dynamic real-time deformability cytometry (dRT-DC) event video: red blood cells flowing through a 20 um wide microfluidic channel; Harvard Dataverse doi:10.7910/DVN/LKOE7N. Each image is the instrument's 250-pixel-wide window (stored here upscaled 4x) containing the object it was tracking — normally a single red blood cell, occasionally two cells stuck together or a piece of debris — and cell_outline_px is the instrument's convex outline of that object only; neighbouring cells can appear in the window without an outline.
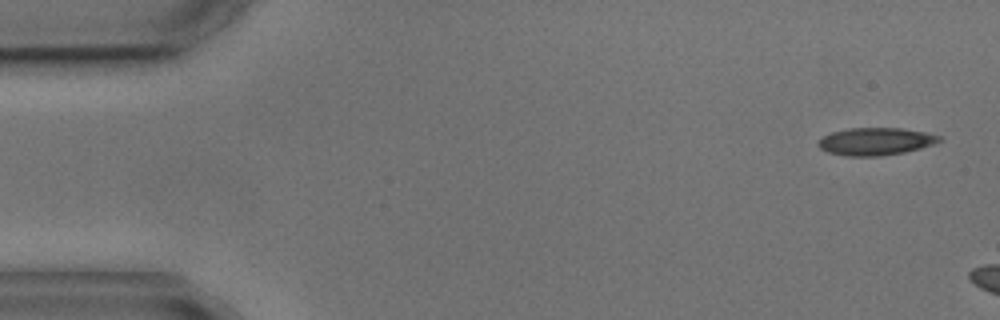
{"species": "common noctule bat (a hibernating species)", "species_latin": "Nyctalus noctula", "temperature_condition": "cold", "stored_images_in_passage": 5, "camera_frame_rate_fps": 3000, "um_per_image_px": 0.085, "animal": {"sex": "male", "body_mass_g": 17.9, "forearm_length_mm": 54.2}, "frame": {"image": 1, "passage_image": 1, "time_ms": 0.0, "image_size_px": [1000, 320], "cell_outline_px": [[944, 140], [920, 148], [904, 152], [880, 156], [848, 156], [828, 152], [820, 148], [816, 144], [824, 136], [832, 132], [848, 128], [900, 128], [924, 132], [940, 136]], "centroid_in_image_um": [74.42, 12.02], "position_along_channel_um": 10.6, "area_um2": 19.25}}
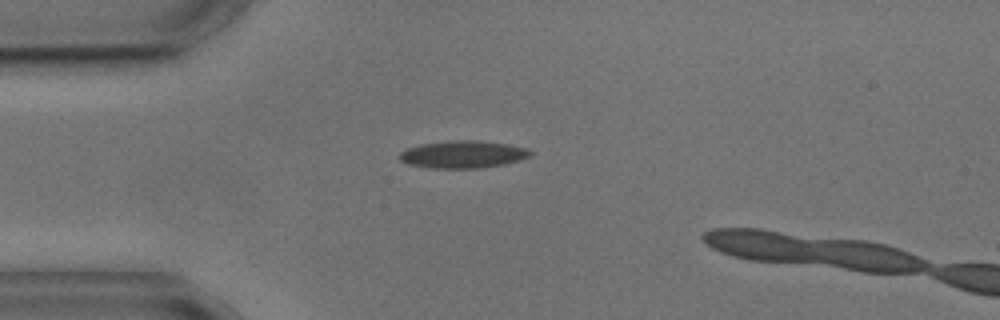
{"frame": {"image": 2, "passage_image": 4, "time_ms": 3.667, "image_size_px": [1000, 320], "cell_outline_px": [[532, 156], [520, 160], [480, 168], [432, 168], [408, 164], [400, 160], [400, 152], [408, 148], [420, 144], [448, 140], [476, 140], [508, 144], [528, 148], [532, 152]], "centroid_in_image_um": [39.36, 13.11], "position_along_channel_um": 45.6, "area_um2": 20.87}}